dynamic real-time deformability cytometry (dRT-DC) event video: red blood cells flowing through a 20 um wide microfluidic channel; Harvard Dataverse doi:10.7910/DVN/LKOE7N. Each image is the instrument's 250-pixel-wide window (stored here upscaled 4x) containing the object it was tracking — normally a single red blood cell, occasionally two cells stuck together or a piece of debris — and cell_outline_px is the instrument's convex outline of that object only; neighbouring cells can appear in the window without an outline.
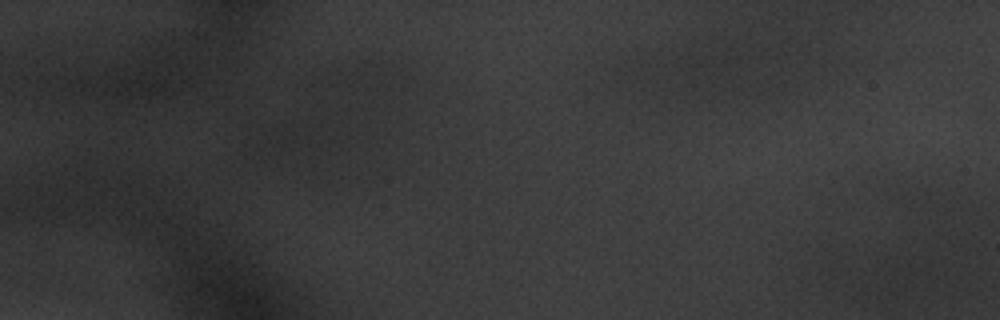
{"species": "common noctule bat (a hibernating species)", "species_latin": "Nyctalus noctula", "temperature_condition": "warm", "stored_images_in_passage": 10, "camera_frame_rate_fps": 3000, "um_per_image_px": 0.085, "animal": {"sex": "male", "body_mass_g": 20.1, "forearm_length_mm": 53.5}, "frame": {"image": 1, "passage_image": 1, "time_ms": 0.0, "image_size_px": [1000, 320], "cell_outline_px": [[940, 280], [928, 292], [900, 296], [876, 296], [856, 292], [856, 288], [872, 256], [880, 252], [896, 248], [920, 248]], "centroid_in_image_um": [76.32, 23.28], "position_along_channel_um": 8.7, "area_um2": 21.91}}